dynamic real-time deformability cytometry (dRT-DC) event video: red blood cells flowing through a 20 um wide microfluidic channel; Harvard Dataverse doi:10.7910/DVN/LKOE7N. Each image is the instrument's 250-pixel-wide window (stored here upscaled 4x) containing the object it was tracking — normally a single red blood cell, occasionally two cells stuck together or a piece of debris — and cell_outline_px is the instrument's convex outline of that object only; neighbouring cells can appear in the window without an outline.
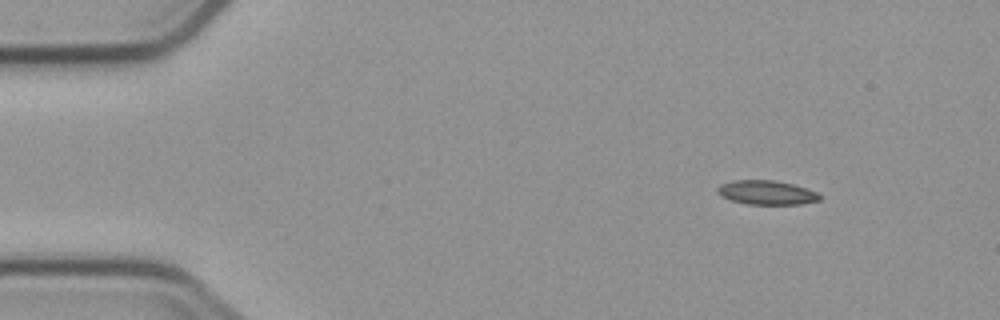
{"species": "common noctule bat (a hibernating species)", "species_latin": "Nyctalus noctula", "temperature_condition": "cold", "stored_images_in_passage": 5, "camera_frame_rate_fps": 3000, "um_per_image_px": 0.085, "animal": {"sex": "male", "body_mass_g": 23.1, "forearm_length_mm": 52.7}, "frame": {"image": 1, "passage_image": 5, "time_ms": 7.667, "image_size_px": [1000, 320], "cell_outline_px": [[820, 200], [800, 204], [744, 204], [720, 196], [716, 192], [716, 188], [720, 184], [732, 180], [776, 180], [792, 184], [816, 192], [820, 196]], "centroid_in_image_um": [65.09, 16.36], "position_along_channel_um": 19.9, "area_um2": 14.39}}